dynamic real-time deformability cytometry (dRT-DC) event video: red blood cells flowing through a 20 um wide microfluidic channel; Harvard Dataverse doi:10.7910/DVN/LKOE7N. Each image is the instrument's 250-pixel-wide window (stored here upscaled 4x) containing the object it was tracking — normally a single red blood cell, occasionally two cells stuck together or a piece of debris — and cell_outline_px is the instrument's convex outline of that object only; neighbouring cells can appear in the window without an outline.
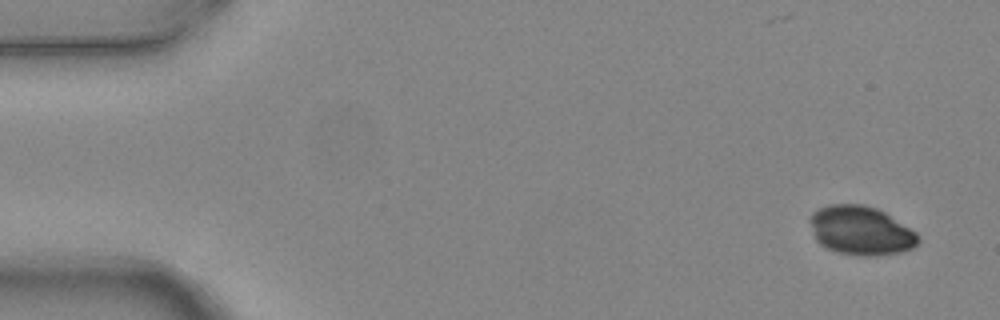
{"species": "common noctule bat (a hibernating species)", "species_latin": "Nyctalus noctula", "temperature_condition": "warm", "stored_images_in_passage": 6, "camera_frame_rate_fps": 3000, "um_per_image_px": 0.085, "animal": {"sex": "female", "body_mass_g": 24.6, "forearm_length_mm": 56.2}, "frame": {"image": 1, "passage_image": 1, "time_ms": 0.0, "image_size_px": [1000, 320], "cell_outline_px": [[920, 240], [912, 248], [900, 252], [872, 256], [864, 256], [836, 252], [820, 244], [816, 240], [808, 220], [812, 212], [828, 204], [864, 204], [876, 208], [884, 212], [916, 232]], "centroid_in_image_um": [73.14, 19.59], "position_along_channel_um": 11.9, "area_um2": 30.81}}
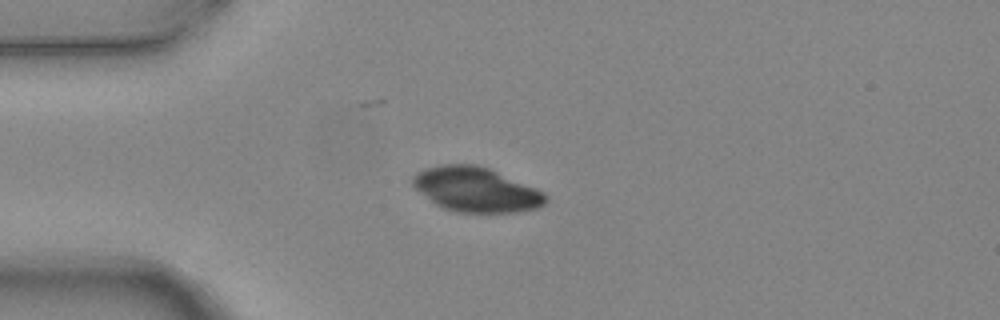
{"frame": {"image": 2, "passage_image": 4, "time_ms": 1.0, "image_size_px": [1000, 320], "cell_outline_px": [[548, 200], [544, 204], [536, 208], [516, 212], [456, 212], [444, 208], [436, 204], [416, 188], [412, 184], [412, 176], [416, 172], [424, 168], [440, 164], [476, 164], [488, 168], [536, 188], [544, 192], [548, 196]], "centroid_in_image_um": [40.46, 16.1], "position_along_channel_um": 44.5, "area_um2": 34.39}}